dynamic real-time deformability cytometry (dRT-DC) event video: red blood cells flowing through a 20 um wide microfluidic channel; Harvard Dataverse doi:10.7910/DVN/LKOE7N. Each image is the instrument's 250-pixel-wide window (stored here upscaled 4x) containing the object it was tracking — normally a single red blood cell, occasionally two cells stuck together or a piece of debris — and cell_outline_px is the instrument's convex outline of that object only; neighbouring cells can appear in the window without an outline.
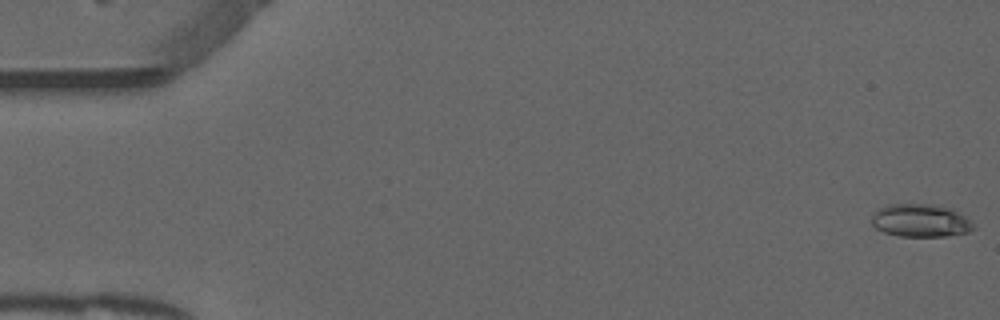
{"species": "common noctule bat (a hibernating species)", "species_latin": "Nyctalus noctula", "temperature_condition": "warm", "stored_images_in_passage": 53, "camera_frame_rate_fps": 3000, "um_per_image_px": 0.085, "animal": {"sex": "male", "forearm_length_mm": 52.5}, "frame": {"image": 1, "passage_image": 1, "time_ms": 0.0, "image_size_px": [1000, 320], "cell_outline_px": [[976, 228], [968, 232], [948, 236], [900, 236], [884, 232], [876, 228], [872, 224], [872, 216], [876, 208], [888, 204], [928, 204], [956, 208]], "centroid_in_image_um": [78.24, 18.73], "position_along_channel_um": 6.8, "area_um2": 19.71}}
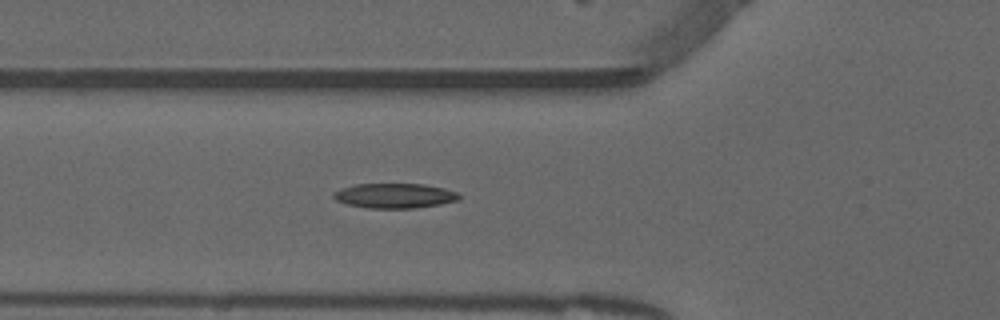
{"frame": {"image": 2, "passage_image": 19, "time_ms": 6.0, "image_size_px": [1000, 320], "cell_outline_px": [[460, 200], [440, 204], [412, 208], [368, 208], [348, 204], [336, 200], [332, 196], [332, 192], [356, 184], [424, 184], [444, 188], [456, 192], [460, 196]], "centroid_in_image_um": [33.55, 16.63], "position_along_channel_um": 92.2, "area_um2": 18.03}}
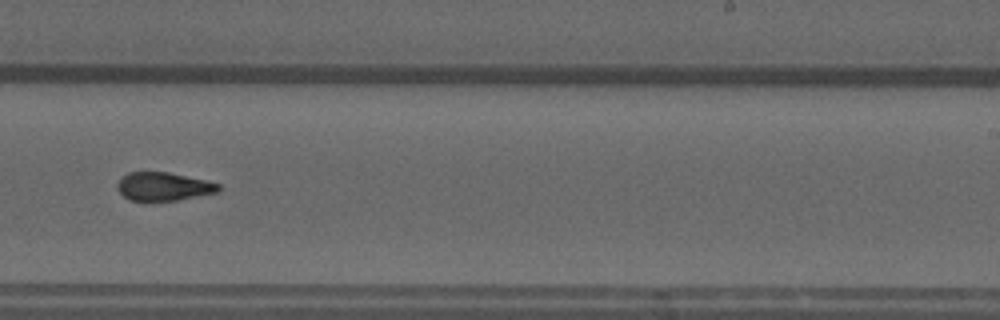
{"frame": {"image": 3, "passage_image": 33, "time_ms": 10.667, "image_size_px": [1000, 320], "cell_outline_px": [[220, 192], [180, 200], [152, 204], [144, 204], [128, 200], [116, 188], [116, 184], [120, 176], [128, 172], [168, 172], [204, 180], [220, 184]], "centroid_in_image_um": [13.83, 15.91], "position_along_channel_um": 275.2, "area_um2": 17.69}, "authors_computed_cell_mechanics": {"area_um2": 17.6868, "velocity_mm_per_s": 3.9241, "shape_relaxation_time_tau1_ms": 9.8373, "shape_relaxation_time_tau2_ms": 2.4453, "deformation_change_tau1": 0.2695, "deformation_change_tau2": 0.1017}}